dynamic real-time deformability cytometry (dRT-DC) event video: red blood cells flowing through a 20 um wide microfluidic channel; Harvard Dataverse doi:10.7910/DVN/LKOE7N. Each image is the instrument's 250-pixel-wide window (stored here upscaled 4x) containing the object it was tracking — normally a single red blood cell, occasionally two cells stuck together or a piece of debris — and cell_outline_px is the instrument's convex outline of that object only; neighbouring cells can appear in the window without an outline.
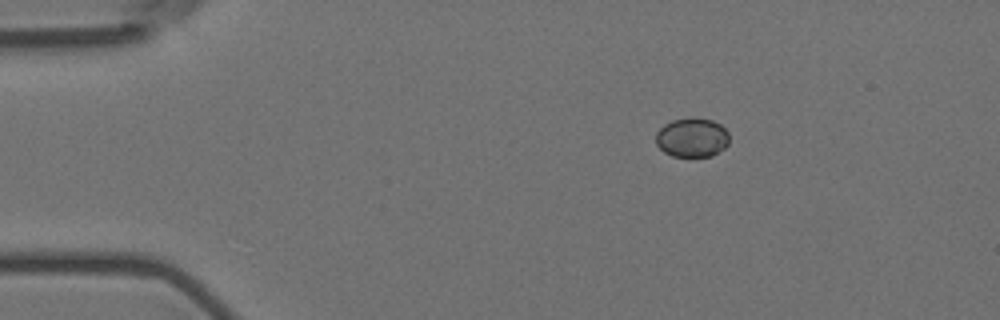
{"species": "Egyptian fruit bat (a non-hibernating species)", "species_latin": "Rousettus aegyptiacus", "temperature_condition": "room temperature", "stored_images_in_passage": 48, "camera_frame_rate_fps": 3000, "um_per_image_px": 0.085, "animal": {"sex": "female"}, "frame": {"image": 1, "passage_image": 1, "time_ms": 0.0, "image_size_px": [1000, 320], "cell_outline_px": [[728, 144], [724, 148], [712, 156], [672, 156], [664, 152], [656, 144], [656, 132], [664, 124], [672, 120], [696, 116], [712, 120], [720, 124], [728, 132]], "centroid_in_image_um": [58.82, 11.67], "position_along_channel_um": 26.2, "area_um2": 16.94}}
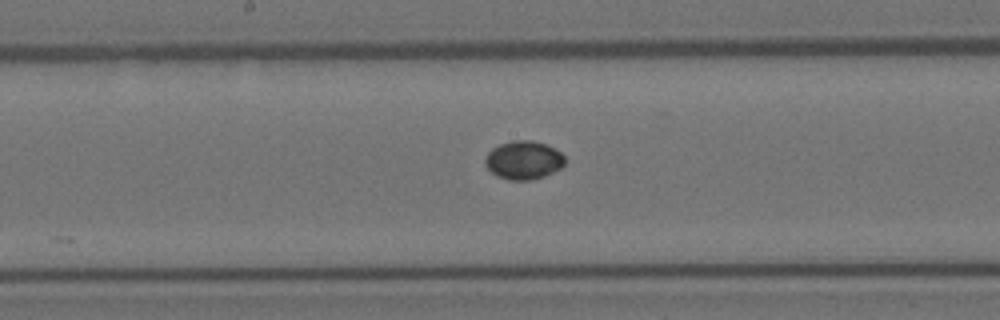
{"frame": {"image": 2, "passage_image": 21, "time_ms": 6.667, "image_size_px": [1000, 320], "cell_outline_px": [[564, 164], [560, 168], [544, 176], [532, 180], [508, 180], [496, 176], [484, 164], [484, 160], [488, 152], [492, 148], [500, 144], [512, 140], [532, 140], [548, 144], [556, 148], [564, 156]], "centroid_in_image_um": [44.5, 13.6], "position_along_channel_um": 203.7, "area_um2": 18.03}}
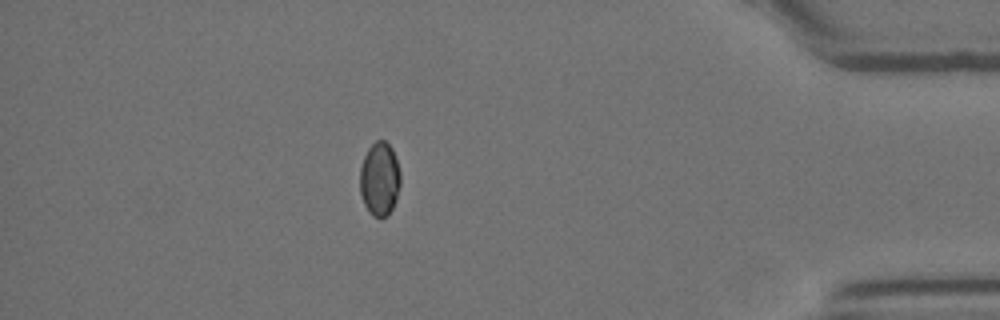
{"frame": {"image": 3, "passage_image": 41, "time_ms": 13.333, "image_size_px": [1000, 320], "cell_outline_px": [[400, 184], [396, 200], [388, 216], [380, 220], [372, 216], [368, 212], [364, 204], [360, 192], [360, 168], [364, 156], [368, 148], [376, 140], [384, 140], [392, 148], [400, 172]], "centroid_in_image_um": [32.26, 15.26], "position_along_channel_um": 402.9, "area_um2": 17.63}}